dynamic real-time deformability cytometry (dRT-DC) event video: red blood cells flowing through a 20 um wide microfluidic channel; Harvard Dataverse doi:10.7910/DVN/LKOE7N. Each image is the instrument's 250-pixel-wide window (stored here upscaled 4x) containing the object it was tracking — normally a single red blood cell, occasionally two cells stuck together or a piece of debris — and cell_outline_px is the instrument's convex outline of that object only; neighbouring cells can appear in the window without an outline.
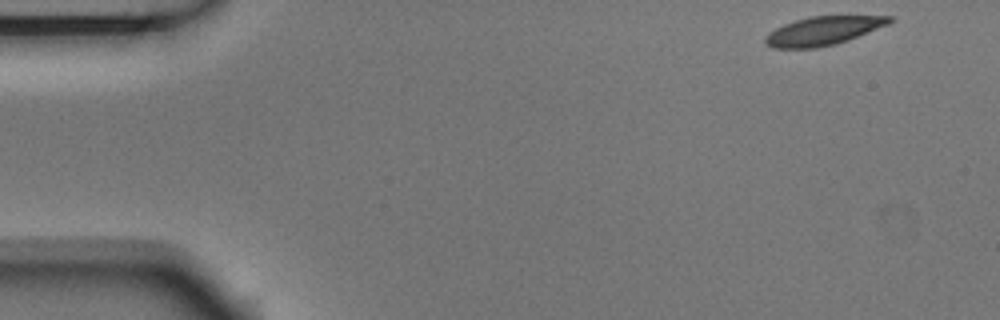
{"species": "Egyptian fruit bat (a non-hibernating species)", "species_latin": "Rousettus aegyptiacus", "temperature_condition": "room temperature", "stored_images_in_passage": 4, "camera_frame_rate_fps": 3000, "um_per_image_px": 0.085, "animal": {"sex": "male"}, "frame": {"image": 1, "passage_image": 1, "time_ms": 0.0, "image_size_px": [1000, 320], "cell_outline_px": [[896, 20], [888, 24], [848, 40], [836, 44], [816, 48], [772, 48], [764, 44], [764, 36], [768, 32], [784, 24], [808, 16], [896, 16]], "centroid_in_image_um": [69.95, 2.62], "position_along_channel_um": 15.1, "area_um2": 20.87}}